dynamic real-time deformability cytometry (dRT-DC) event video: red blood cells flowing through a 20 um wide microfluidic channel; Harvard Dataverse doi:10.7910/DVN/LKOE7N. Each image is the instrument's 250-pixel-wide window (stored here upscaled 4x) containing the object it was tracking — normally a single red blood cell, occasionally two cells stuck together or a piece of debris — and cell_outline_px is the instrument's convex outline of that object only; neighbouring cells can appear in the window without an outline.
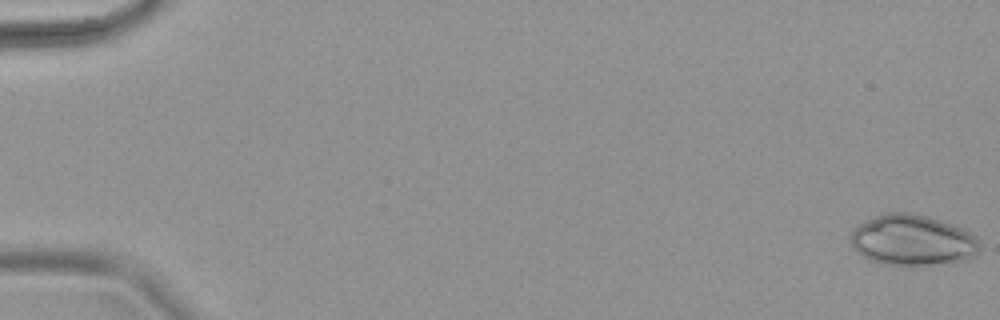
{"species": "common noctule bat (a hibernating species)", "species_latin": "Nyctalus noctula", "temperature_condition": "warm", "stored_images_in_passage": 63, "camera_frame_rate_fps": 3000, "um_per_image_px": 0.085, "animal": {"sex": "female", "body_mass_g": 18.4}, "frame": {"image": 1, "passage_image": 1, "time_ms": 0.0, "image_size_px": [1000, 320], "cell_outline_px": [[980, 248], [968, 260], [928, 264], [880, 264], [864, 256], [848, 240], [852, 232], [860, 224], [884, 212], [912, 212], [928, 216], [940, 220], [960, 228], [976, 236], [980, 244]], "centroid_in_image_um": [77.57, 20.39], "position_along_channel_um": 7.4, "area_um2": 37.57}}
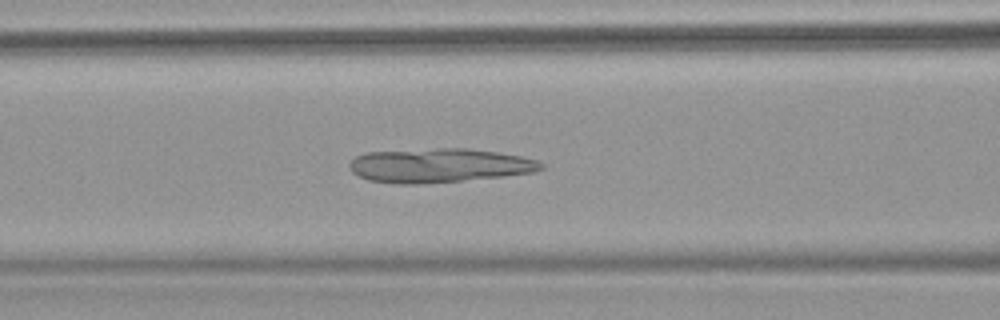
{"frame": {"image": 2, "passage_image": 28, "time_ms": 9.0, "image_size_px": [1000, 320], "cell_outline_px": [[544, 168], [532, 172], [504, 176], [424, 184], [392, 184], [368, 180], [352, 172], [348, 168], [348, 164], [356, 156], [368, 152], [436, 148], [468, 148], [496, 152], [520, 156], [536, 160], [544, 164]], "centroid_in_image_um": [37.29, 14.07], "position_along_channel_um": 129.3, "area_um2": 38.15}}
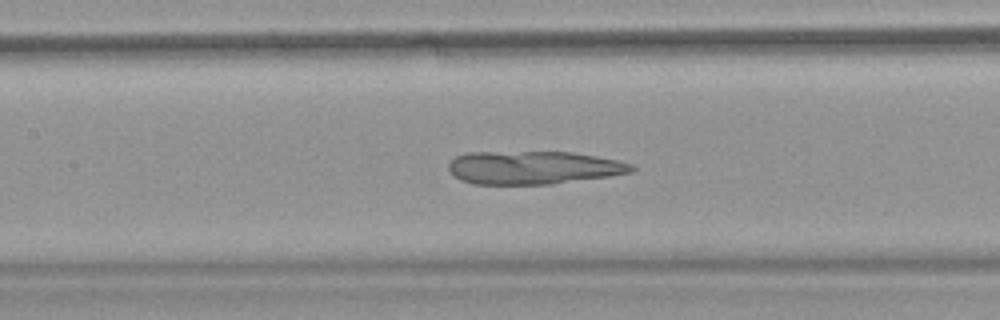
{"frame": {"image": 3, "passage_image": 31, "time_ms": 10.0, "image_size_px": [1000, 320], "cell_outline_px": [[636, 168], [632, 172], [608, 176], [552, 184], [472, 184], [460, 180], [448, 168], [448, 164], [456, 156], [464, 152], [572, 152], [596, 156], [616, 160], [632, 164]], "centroid_in_image_um": [45.32, 14.24], "position_along_channel_um": 162.1, "area_um2": 35.32}}